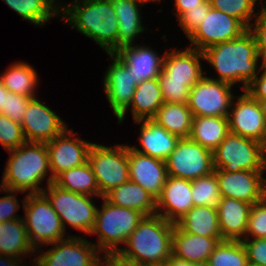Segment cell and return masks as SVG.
<instances>
[{"mask_svg": "<svg viewBox=\"0 0 266 266\" xmlns=\"http://www.w3.org/2000/svg\"><path fill=\"white\" fill-rule=\"evenodd\" d=\"M67 238L55 242L52 248L43 252L37 249L38 254L33 257V266H99L100 251L93 242L83 236L68 234ZM41 250V251H40ZM40 254V255H39ZM37 257V258H36Z\"/></svg>", "mask_w": 266, "mask_h": 266, "instance_id": "30bf717a", "label": "cell"}, {"mask_svg": "<svg viewBox=\"0 0 266 266\" xmlns=\"http://www.w3.org/2000/svg\"><path fill=\"white\" fill-rule=\"evenodd\" d=\"M67 127L60 135L46 143L51 177L55 179L63 171L81 166L88 161L92 142L77 138ZM75 136V137H74Z\"/></svg>", "mask_w": 266, "mask_h": 266, "instance_id": "5bb4252c", "label": "cell"}, {"mask_svg": "<svg viewBox=\"0 0 266 266\" xmlns=\"http://www.w3.org/2000/svg\"><path fill=\"white\" fill-rule=\"evenodd\" d=\"M193 115L187 104L163 103L153 118L171 134L188 138L191 132Z\"/></svg>", "mask_w": 266, "mask_h": 266, "instance_id": "836d02e7", "label": "cell"}, {"mask_svg": "<svg viewBox=\"0 0 266 266\" xmlns=\"http://www.w3.org/2000/svg\"><path fill=\"white\" fill-rule=\"evenodd\" d=\"M247 266H259V265L248 263Z\"/></svg>", "mask_w": 266, "mask_h": 266, "instance_id": "6f0895ef", "label": "cell"}, {"mask_svg": "<svg viewBox=\"0 0 266 266\" xmlns=\"http://www.w3.org/2000/svg\"><path fill=\"white\" fill-rule=\"evenodd\" d=\"M104 198L115 206L137 210L144 216L156 214V199L131 180L115 187Z\"/></svg>", "mask_w": 266, "mask_h": 266, "instance_id": "83f0119b", "label": "cell"}, {"mask_svg": "<svg viewBox=\"0 0 266 266\" xmlns=\"http://www.w3.org/2000/svg\"><path fill=\"white\" fill-rule=\"evenodd\" d=\"M168 176L193 181L212 174L213 152L188 138H181L165 160Z\"/></svg>", "mask_w": 266, "mask_h": 266, "instance_id": "8fae6325", "label": "cell"}, {"mask_svg": "<svg viewBox=\"0 0 266 266\" xmlns=\"http://www.w3.org/2000/svg\"><path fill=\"white\" fill-rule=\"evenodd\" d=\"M258 103L261 108V112L264 116V119L266 121V100H258Z\"/></svg>", "mask_w": 266, "mask_h": 266, "instance_id": "11a10c76", "label": "cell"}, {"mask_svg": "<svg viewBox=\"0 0 266 266\" xmlns=\"http://www.w3.org/2000/svg\"><path fill=\"white\" fill-rule=\"evenodd\" d=\"M102 208H97L95 225L91 234H96L94 243L100 252H118L120 244H125L144 215L134 209L118 207L102 197Z\"/></svg>", "mask_w": 266, "mask_h": 266, "instance_id": "5b68a950", "label": "cell"}, {"mask_svg": "<svg viewBox=\"0 0 266 266\" xmlns=\"http://www.w3.org/2000/svg\"><path fill=\"white\" fill-rule=\"evenodd\" d=\"M259 73L261 75H257L245 91L255 100H266V65H262Z\"/></svg>", "mask_w": 266, "mask_h": 266, "instance_id": "7dc6e473", "label": "cell"}, {"mask_svg": "<svg viewBox=\"0 0 266 266\" xmlns=\"http://www.w3.org/2000/svg\"><path fill=\"white\" fill-rule=\"evenodd\" d=\"M255 19V23H251L248 30L255 39L260 61L263 65H266V18L259 14Z\"/></svg>", "mask_w": 266, "mask_h": 266, "instance_id": "bcb514c9", "label": "cell"}, {"mask_svg": "<svg viewBox=\"0 0 266 266\" xmlns=\"http://www.w3.org/2000/svg\"><path fill=\"white\" fill-rule=\"evenodd\" d=\"M265 156L262 143L229 132L213 151L214 169L261 171Z\"/></svg>", "mask_w": 266, "mask_h": 266, "instance_id": "9c48e42d", "label": "cell"}, {"mask_svg": "<svg viewBox=\"0 0 266 266\" xmlns=\"http://www.w3.org/2000/svg\"><path fill=\"white\" fill-rule=\"evenodd\" d=\"M134 123H141L139 135L141 148L139 149L136 145L129 147L141 154L165 161L180 138L168 132L153 119L134 121Z\"/></svg>", "mask_w": 266, "mask_h": 266, "instance_id": "603a6c76", "label": "cell"}, {"mask_svg": "<svg viewBox=\"0 0 266 266\" xmlns=\"http://www.w3.org/2000/svg\"><path fill=\"white\" fill-rule=\"evenodd\" d=\"M99 266H147L143 263L129 259L119 252L105 253L100 259Z\"/></svg>", "mask_w": 266, "mask_h": 266, "instance_id": "c3c4849f", "label": "cell"}, {"mask_svg": "<svg viewBox=\"0 0 266 266\" xmlns=\"http://www.w3.org/2000/svg\"><path fill=\"white\" fill-rule=\"evenodd\" d=\"M169 266H210L207 261L201 262H188L186 260L179 259L173 255L167 261Z\"/></svg>", "mask_w": 266, "mask_h": 266, "instance_id": "f907efd6", "label": "cell"}, {"mask_svg": "<svg viewBox=\"0 0 266 266\" xmlns=\"http://www.w3.org/2000/svg\"><path fill=\"white\" fill-rule=\"evenodd\" d=\"M233 99L228 116L229 131L266 143V121L261 112L258 100L253 99L245 90Z\"/></svg>", "mask_w": 266, "mask_h": 266, "instance_id": "9a60e30c", "label": "cell"}, {"mask_svg": "<svg viewBox=\"0 0 266 266\" xmlns=\"http://www.w3.org/2000/svg\"><path fill=\"white\" fill-rule=\"evenodd\" d=\"M232 87L205 75L191 88L187 106L193 116L228 117L235 98Z\"/></svg>", "mask_w": 266, "mask_h": 266, "instance_id": "7c38bea8", "label": "cell"}, {"mask_svg": "<svg viewBox=\"0 0 266 266\" xmlns=\"http://www.w3.org/2000/svg\"><path fill=\"white\" fill-rule=\"evenodd\" d=\"M88 163L94 172L102 197L130 180L127 144L109 147L93 143L89 149Z\"/></svg>", "mask_w": 266, "mask_h": 266, "instance_id": "ba28073f", "label": "cell"}, {"mask_svg": "<svg viewBox=\"0 0 266 266\" xmlns=\"http://www.w3.org/2000/svg\"><path fill=\"white\" fill-rule=\"evenodd\" d=\"M248 28L238 19L210 8L196 31L188 38L189 47L204 51L207 48L241 36Z\"/></svg>", "mask_w": 266, "mask_h": 266, "instance_id": "4fadbf2b", "label": "cell"}, {"mask_svg": "<svg viewBox=\"0 0 266 266\" xmlns=\"http://www.w3.org/2000/svg\"><path fill=\"white\" fill-rule=\"evenodd\" d=\"M22 202L28 239L35 251L67 238L61 219L43 193L28 194Z\"/></svg>", "mask_w": 266, "mask_h": 266, "instance_id": "8992f818", "label": "cell"}, {"mask_svg": "<svg viewBox=\"0 0 266 266\" xmlns=\"http://www.w3.org/2000/svg\"><path fill=\"white\" fill-rule=\"evenodd\" d=\"M213 9L240 20L247 28L260 13H255L258 0H209Z\"/></svg>", "mask_w": 266, "mask_h": 266, "instance_id": "74e56055", "label": "cell"}, {"mask_svg": "<svg viewBox=\"0 0 266 266\" xmlns=\"http://www.w3.org/2000/svg\"><path fill=\"white\" fill-rule=\"evenodd\" d=\"M25 142L21 124L0 113V144L3 148L13 150Z\"/></svg>", "mask_w": 266, "mask_h": 266, "instance_id": "f35d334b", "label": "cell"}, {"mask_svg": "<svg viewBox=\"0 0 266 266\" xmlns=\"http://www.w3.org/2000/svg\"><path fill=\"white\" fill-rule=\"evenodd\" d=\"M175 225L189 234L222 239L217 208L211 206H194Z\"/></svg>", "mask_w": 266, "mask_h": 266, "instance_id": "f546056e", "label": "cell"}, {"mask_svg": "<svg viewBox=\"0 0 266 266\" xmlns=\"http://www.w3.org/2000/svg\"><path fill=\"white\" fill-rule=\"evenodd\" d=\"M204 1L205 0H175V15L178 18L187 10L199 8V5L202 4Z\"/></svg>", "mask_w": 266, "mask_h": 266, "instance_id": "681fc988", "label": "cell"}, {"mask_svg": "<svg viewBox=\"0 0 266 266\" xmlns=\"http://www.w3.org/2000/svg\"><path fill=\"white\" fill-rule=\"evenodd\" d=\"M264 151H265V155H266V143H265V145H264Z\"/></svg>", "mask_w": 266, "mask_h": 266, "instance_id": "680465c9", "label": "cell"}, {"mask_svg": "<svg viewBox=\"0 0 266 266\" xmlns=\"http://www.w3.org/2000/svg\"><path fill=\"white\" fill-rule=\"evenodd\" d=\"M174 223L158 214L144 216L118 251L123 256L147 266L167 264L172 255Z\"/></svg>", "mask_w": 266, "mask_h": 266, "instance_id": "277c9868", "label": "cell"}, {"mask_svg": "<svg viewBox=\"0 0 266 266\" xmlns=\"http://www.w3.org/2000/svg\"><path fill=\"white\" fill-rule=\"evenodd\" d=\"M36 251L31 246L23 219L0 223V255L21 258Z\"/></svg>", "mask_w": 266, "mask_h": 266, "instance_id": "4dcf8cb0", "label": "cell"}, {"mask_svg": "<svg viewBox=\"0 0 266 266\" xmlns=\"http://www.w3.org/2000/svg\"><path fill=\"white\" fill-rule=\"evenodd\" d=\"M182 50V51H181ZM181 50L166 51L162 65V73L168 81L186 82L192 88L205 75L200 60L204 58L202 51L186 47ZM201 58V59H200Z\"/></svg>", "mask_w": 266, "mask_h": 266, "instance_id": "ffe728a7", "label": "cell"}, {"mask_svg": "<svg viewBox=\"0 0 266 266\" xmlns=\"http://www.w3.org/2000/svg\"><path fill=\"white\" fill-rule=\"evenodd\" d=\"M251 206L238 199L221 197L216 208L222 240L245 239Z\"/></svg>", "mask_w": 266, "mask_h": 266, "instance_id": "cb8c5ba5", "label": "cell"}, {"mask_svg": "<svg viewBox=\"0 0 266 266\" xmlns=\"http://www.w3.org/2000/svg\"><path fill=\"white\" fill-rule=\"evenodd\" d=\"M21 126L26 142L37 143L53 140L68 127L56 112L37 97L29 100Z\"/></svg>", "mask_w": 266, "mask_h": 266, "instance_id": "2e32d148", "label": "cell"}, {"mask_svg": "<svg viewBox=\"0 0 266 266\" xmlns=\"http://www.w3.org/2000/svg\"><path fill=\"white\" fill-rule=\"evenodd\" d=\"M203 54L205 61L218 73V78H209L232 86L240 82L243 91L258 75L263 65H258L261 62L260 57L257 55L255 39L249 30L235 39L207 48Z\"/></svg>", "mask_w": 266, "mask_h": 266, "instance_id": "6da1fadb", "label": "cell"}, {"mask_svg": "<svg viewBox=\"0 0 266 266\" xmlns=\"http://www.w3.org/2000/svg\"><path fill=\"white\" fill-rule=\"evenodd\" d=\"M61 21L71 24L107 54L118 51V18L111 0H73L60 7Z\"/></svg>", "mask_w": 266, "mask_h": 266, "instance_id": "7a4b0ae2", "label": "cell"}, {"mask_svg": "<svg viewBox=\"0 0 266 266\" xmlns=\"http://www.w3.org/2000/svg\"><path fill=\"white\" fill-rule=\"evenodd\" d=\"M0 191L8 193V195L0 197V223L23 219V217L16 214L20 208V203L17 200V196H14L15 191L7 190L2 187H0Z\"/></svg>", "mask_w": 266, "mask_h": 266, "instance_id": "f6af8a7d", "label": "cell"}, {"mask_svg": "<svg viewBox=\"0 0 266 266\" xmlns=\"http://www.w3.org/2000/svg\"><path fill=\"white\" fill-rule=\"evenodd\" d=\"M266 238V202L261 200L251 206L245 238Z\"/></svg>", "mask_w": 266, "mask_h": 266, "instance_id": "60d3db41", "label": "cell"}, {"mask_svg": "<svg viewBox=\"0 0 266 266\" xmlns=\"http://www.w3.org/2000/svg\"><path fill=\"white\" fill-rule=\"evenodd\" d=\"M248 257V263L266 266V238H245L241 240Z\"/></svg>", "mask_w": 266, "mask_h": 266, "instance_id": "ee69618b", "label": "cell"}, {"mask_svg": "<svg viewBox=\"0 0 266 266\" xmlns=\"http://www.w3.org/2000/svg\"><path fill=\"white\" fill-rule=\"evenodd\" d=\"M158 81L163 103H188L191 88L186 85V82L168 81V78L162 72L158 77Z\"/></svg>", "mask_w": 266, "mask_h": 266, "instance_id": "ab89813d", "label": "cell"}, {"mask_svg": "<svg viewBox=\"0 0 266 266\" xmlns=\"http://www.w3.org/2000/svg\"><path fill=\"white\" fill-rule=\"evenodd\" d=\"M127 68L133 80L139 84L148 79H156L162 71L164 54L144 45H128L113 53Z\"/></svg>", "mask_w": 266, "mask_h": 266, "instance_id": "7402d4cb", "label": "cell"}, {"mask_svg": "<svg viewBox=\"0 0 266 266\" xmlns=\"http://www.w3.org/2000/svg\"><path fill=\"white\" fill-rule=\"evenodd\" d=\"M262 5H264V6H262V8H261V10H260L259 13H260L263 17L266 18V5H265V3H264V4L262 3Z\"/></svg>", "mask_w": 266, "mask_h": 266, "instance_id": "9f6ffc18", "label": "cell"}, {"mask_svg": "<svg viewBox=\"0 0 266 266\" xmlns=\"http://www.w3.org/2000/svg\"><path fill=\"white\" fill-rule=\"evenodd\" d=\"M261 173H266V156L263 162ZM262 200L266 202V178L262 176Z\"/></svg>", "mask_w": 266, "mask_h": 266, "instance_id": "db71d44e", "label": "cell"}, {"mask_svg": "<svg viewBox=\"0 0 266 266\" xmlns=\"http://www.w3.org/2000/svg\"><path fill=\"white\" fill-rule=\"evenodd\" d=\"M9 91L4 87L2 81L0 80V113L4 111V102H5V95H7Z\"/></svg>", "mask_w": 266, "mask_h": 266, "instance_id": "f5cc1de1", "label": "cell"}, {"mask_svg": "<svg viewBox=\"0 0 266 266\" xmlns=\"http://www.w3.org/2000/svg\"><path fill=\"white\" fill-rule=\"evenodd\" d=\"M21 258L0 255V266H24Z\"/></svg>", "mask_w": 266, "mask_h": 266, "instance_id": "816d5d0a", "label": "cell"}, {"mask_svg": "<svg viewBox=\"0 0 266 266\" xmlns=\"http://www.w3.org/2000/svg\"><path fill=\"white\" fill-rule=\"evenodd\" d=\"M157 266H169L168 264H164V265H157Z\"/></svg>", "mask_w": 266, "mask_h": 266, "instance_id": "91938a15", "label": "cell"}, {"mask_svg": "<svg viewBox=\"0 0 266 266\" xmlns=\"http://www.w3.org/2000/svg\"><path fill=\"white\" fill-rule=\"evenodd\" d=\"M163 105V97L158 78L140 82L136 89L130 106L117 118L122 123L125 114L131 108L134 121L153 119Z\"/></svg>", "mask_w": 266, "mask_h": 266, "instance_id": "4316f807", "label": "cell"}, {"mask_svg": "<svg viewBox=\"0 0 266 266\" xmlns=\"http://www.w3.org/2000/svg\"><path fill=\"white\" fill-rule=\"evenodd\" d=\"M207 262L210 266H247L248 257L241 241L222 240Z\"/></svg>", "mask_w": 266, "mask_h": 266, "instance_id": "d590c367", "label": "cell"}, {"mask_svg": "<svg viewBox=\"0 0 266 266\" xmlns=\"http://www.w3.org/2000/svg\"><path fill=\"white\" fill-rule=\"evenodd\" d=\"M211 5L209 0H205L199 5V8H194L185 11L177 19L179 26L182 31L185 32L186 36L189 38L199 27L200 23L203 21L204 16H206L210 11Z\"/></svg>", "mask_w": 266, "mask_h": 266, "instance_id": "b9f144b4", "label": "cell"}, {"mask_svg": "<svg viewBox=\"0 0 266 266\" xmlns=\"http://www.w3.org/2000/svg\"><path fill=\"white\" fill-rule=\"evenodd\" d=\"M221 197H229L254 204L262 200L261 171L240 170L226 172L215 169Z\"/></svg>", "mask_w": 266, "mask_h": 266, "instance_id": "d6986e66", "label": "cell"}, {"mask_svg": "<svg viewBox=\"0 0 266 266\" xmlns=\"http://www.w3.org/2000/svg\"><path fill=\"white\" fill-rule=\"evenodd\" d=\"M128 166L130 180L157 199L168 177L165 161L136 152L128 145Z\"/></svg>", "mask_w": 266, "mask_h": 266, "instance_id": "ac0fdd59", "label": "cell"}, {"mask_svg": "<svg viewBox=\"0 0 266 266\" xmlns=\"http://www.w3.org/2000/svg\"><path fill=\"white\" fill-rule=\"evenodd\" d=\"M0 187L15 193L39 194L44 191L39 185L49 175L47 185L54 182L51 177L46 143L25 142L9 150Z\"/></svg>", "mask_w": 266, "mask_h": 266, "instance_id": "3957f363", "label": "cell"}, {"mask_svg": "<svg viewBox=\"0 0 266 266\" xmlns=\"http://www.w3.org/2000/svg\"><path fill=\"white\" fill-rule=\"evenodd\" d=\"M54 183L71 192L102 198L94 172L88 161L81 166L63 171L54 179Z\"/></svg>", "mask_w": 266, "mask_h": 266, "instance_id": "e575fe53", "label": "cell"}, {"mask_svg": "<svg viewBox=\"0 0 266 266\" xmlns=\"http://www.w3.org/2000/svg\"><path fill=\"white\" fill-rule=\"evenodd\" d=\"M191 185L190 180L168 176L156 199V214L175 224L194 207Z\"/></svg>", "mask_w": 266, "mask_h": 266, "instance_id": "44dd1931", "label": "cell"}, {"mask_svg": "<svg viewBox=\"0 0 266 266\" xmlns=\"http://www.w3.org/2000/svg\"><path fill=\"white\" fill-rule=\"evenodd\" d=\"M220 241V237L189 234L174 225L172 255L188 262L207 261Z\"/></svg>", "mask_w": 266, "mask_h": 266, "instance_id": "d4e9b609", "label": "cell"}, {"mask_svg": "<svg viewBox=\"0 0 266 266\" xmlns=\"http://www.w3.org/2000/svg\"><path fill=\"white\" fill-rule=\"evenodd\" d=\"M11 10L18 13L23 20L38 26L45 25L52 18L60 15L61 2L58 0H2Z\"/></svg>", "mask_w": 266, "mask_h": 266, "instance_id": "d6a6232c", "label": "cell"}, {"mask_svg": "<svg viewBox=\"0 0 266 266\" xmlns=\"http://www.w3.org/2000/svg\"><path fill=\"white\" fill-rule=\"evenodd\" d=\"M229 132L228 117L193 116L189 138L213 152Z\"/></svg>", "mask_w": 266, "mask_h": 266, "instance_id": "f1b7e54d", "label": "cell"}, {"mask_svg": "<svg viewBox=\"0 0 266 266\" xmlns=\"http://www.w3.org/2000/svg\"><path fill=\"white\" fill-rule=\"evenodd\" d=\"M30 99L31 97L28 96L8 92L5 95L4 111L2 114L21 124Z\"/></svg>", "mask_w": 266, "mask_h": 266, "instance_id": "7bdbcfd3", "label": "cell"}, {"mask_svg": "<svg viewBox=\"0 0 266 266\" xmlns=\"http://www.w3.org/2000/svg\"><path fill=\"white\" fill-rule=\"evenodd\" d=\"M37 74L32 65L17 61L0 74V80L9 92L35 98V90L39 83Z\"/></svg>", "mask_w": 266, "mask_h": 266, "instance_id": "1f68e13d", "label": "cell"}, {"mask_svg": "<svg viewBox=\"0 0 266 266\" xmlns=\"http://www.w3.org/2000/svg\"><path fill=\"white\" fill-rule=\"evenodd\" d=\"M107 55L113 62L106 70L103 87L109 105L118 118L130 106L138 84L114 54Z\"/></svg>", "mask_w": 266, "mask_h": 266, "instance_id": "e0dca14e", "label": "cell"}, {"mask_svg": "<svg viewBox=\"0 0 266 266\" xmlns=\"http://www.w3.org/2000/svg\"><path fill=\"white\" fill-rule=\"evenodd\" d=\"M46 189L42 193L58 214L65 231L68 224L73 229L91 235L97 211L92 196L65 190L54 182L48 184Z\"/></svg>", "mask_w": 266, "mask_h": 266, "instance_id": "52a82bcc", "label": "cell"}, {"mask_svg": "<svg viewBox=\"0 0 266 266\" xmlns=\"http://www.w3.org/2000/svg\"><path fill=\"white\" fill-rule=\"evenodd\" d=\"M191 193L194 206H211L216 208L221 195L219 192L216 172L194 179L191 185Z\"/></svg>", "mask_w": 266, "mask_h": 266, "instance_id": "8d00e7d4", "label": "cell"}, {"mask_svg": "<svg viewBox=\"0 0 266 266\" xmlns=\"http://www.w3.org/2000/svg\"><path fill=\"white\" fill-rule=\"evenodd\" d=\"M118 18V50L133 45L135 38L145 31L142 26L140 6L157 0H111ZM141 4V5H138Z\"/></svg>", "mask_w": 266, "mask_h": 266, "instance_id": "484cf974", "label": "cell"}]
</instances>
